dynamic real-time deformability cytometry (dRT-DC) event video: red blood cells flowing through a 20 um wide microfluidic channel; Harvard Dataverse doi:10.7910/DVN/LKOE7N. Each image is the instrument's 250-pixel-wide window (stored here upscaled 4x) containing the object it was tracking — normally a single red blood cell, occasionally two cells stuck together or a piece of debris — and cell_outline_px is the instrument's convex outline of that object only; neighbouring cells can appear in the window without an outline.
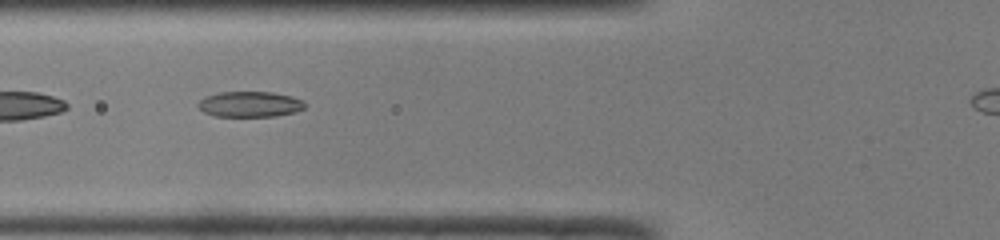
{"species": "common noctule bat (a hibernating species)", "species_latin": "Nyctalus noctula", "temperature_condition": "room temperature", "stored_images_in_passage": 31, "camera_frame_rate_fps": 3000, "um_per_image_px": 0.085, "animal": {"sex": "male", "body_mass_g": 19.0, "forearm_length_mm": 50.8}, "frame": {"image": 1, "passage_image": 5, "time_ms": 1.333, "image_size_px": [1000, 240], "cell_outline_px": [[304, 108], [296, 112], [276, 116], [216, 116], [204, 112], [196, 104], [204, 96], [220, 92], [272, 92], [292, 96], [304, 100]], "centroid_in_image_um": [21.25, 8.85], "position_along_channel_um": 104.6, "area_um2": 15.95}}
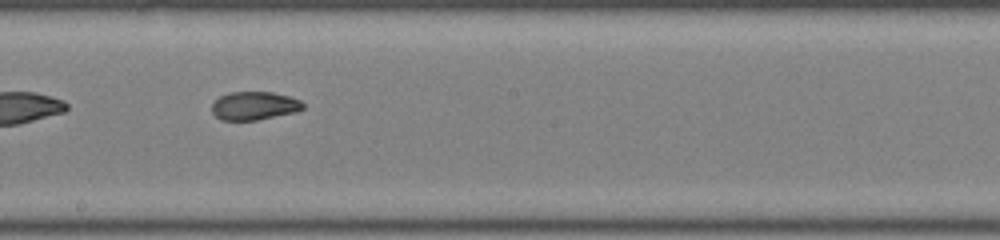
{"frame": {"image": 2, "passage_image": 14, "time_ms": 4.333, "image_size_px": [1000, 240], "cell_outline_px": [[304, 108], [296, 112], [256, 120], [220, 120], [212, 112], [212, 104], [220, 96], [228, 92], [272, 92], [288, 96], [300, 100], [304, 104]], "centroid_in_image_um": [21.61, 8.99], "position_along_channel_um": 226.6, "area_um2": 15.03}}